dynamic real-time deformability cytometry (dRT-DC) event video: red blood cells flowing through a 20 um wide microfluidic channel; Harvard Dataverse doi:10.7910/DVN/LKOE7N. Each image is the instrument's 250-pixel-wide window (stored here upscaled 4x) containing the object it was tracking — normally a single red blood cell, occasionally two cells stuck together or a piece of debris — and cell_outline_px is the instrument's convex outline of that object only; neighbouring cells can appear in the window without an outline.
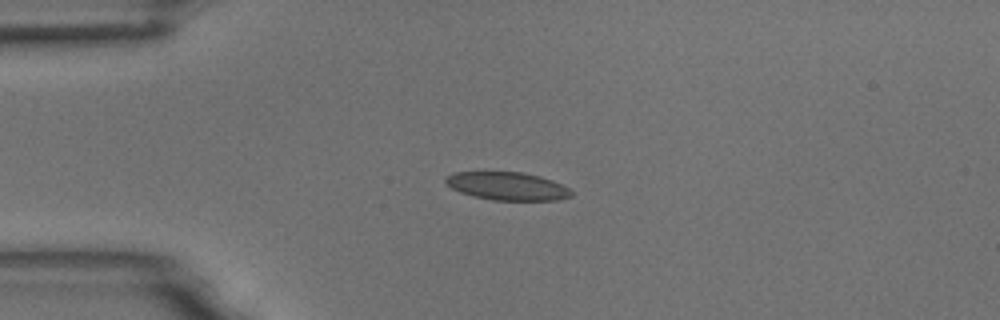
{"species": "common noctule bat (a hibernating species)", "species_latin": "Nyctalus noctula", "temperature_condition": "room temperature", "stored_images_in_passage": 6, "camera_frame_rate_fps": 3000, "um_per_image_px": 0.085, "animal": {"sex": "male", "body_mass_g": 18.8}, "frame": {"image": 1, "passage_image": 4, "time_ms": 1.0, "image_size_px": [1000, 320], "cell_outline_px": [[572, 196], [556, 200], [492, 200], [472, 196], [460, 192], [452, 188], [444, 180], [448, 176], [456, 172], [524, 172], [540, 176], [552, 180], [568, 188], [572, 192]], "centroid_in_image_um": [43.13, 15.82], "position_along_channel_um": 41.9, "area_um2": 20.4}}